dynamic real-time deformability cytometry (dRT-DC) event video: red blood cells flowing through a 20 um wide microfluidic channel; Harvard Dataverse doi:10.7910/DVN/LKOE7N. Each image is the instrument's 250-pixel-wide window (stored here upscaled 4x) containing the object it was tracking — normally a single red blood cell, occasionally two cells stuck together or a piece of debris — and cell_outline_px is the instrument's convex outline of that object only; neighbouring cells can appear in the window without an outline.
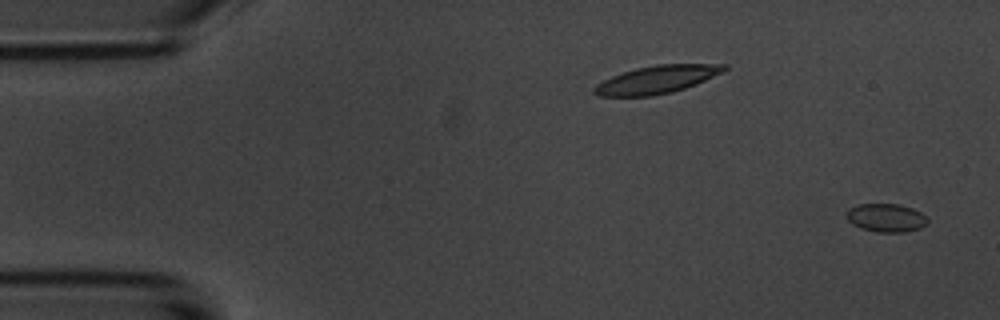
{"species": "common noctule bat (a hibernating species)", "species_latin": "Nyctalus noctula", "temperature_condition": "room temperature", "stored_images_in_passage": 56, "camera_frame_rate_fps": 3000, "um_per_image_px": 0.085, "animal": {"sex": "male", "body_mass_g": 20.1, "forearm_length_mm": 53.5}, "frame": {"image": 1, "passage_image": 2, "time_ms": 0.333, "image_size_px": [1000, 320], "cell_outline_px": [[928, 224], [920, 228], [904, 232], [876, 232], [860, 228], [852, 224], [844, 216], [844, 212], [848, 208], [860, 204], [900, 204], [912, 208], [920, 212], [928, 220]], "centroid_in_image_um": [75.27, 18.51], "position_along_channel_um": 9.7, "area_um2": 13.58}}
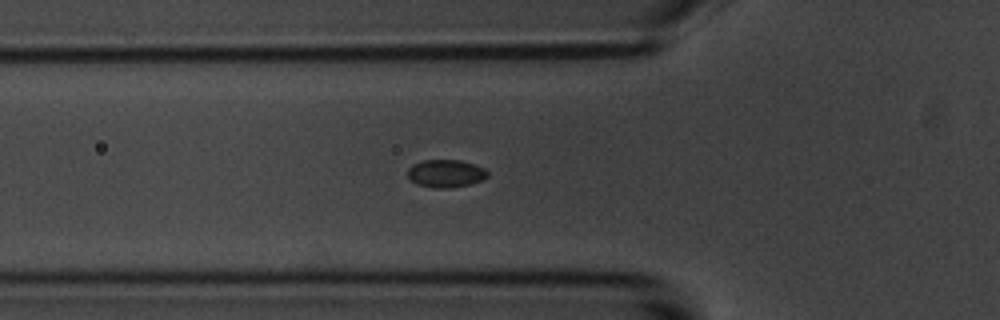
{"frame": {"image": 2, "passage_image": 19, "time_ms": 6.0, "image_size_px": [1000, 320], "cell_outline_px": [[488, 176], [484, 180], [472, 184], [448, 188], [432, 188], [416, 184], [408, 180], [408, 168], [412, 164], [424, 160], [460, 160], [484, 168], [488, 172]], "centroid_in_image_um": [37.87, 14.76], "position_along_channel_um": 87.9, "area_um2": 13.12}}
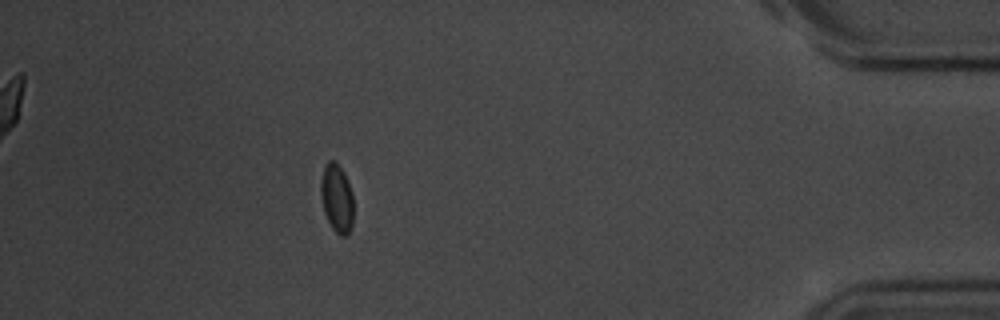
{"frame": {"image": 3, "passage_image": 50, "time_ms": 16.333, "image_size_px": [1000, 320], "cell_outline_px": [[352, 228], [344, 236], [340, 236], [332, 228], [324, 212], [320, 192], [320, 180], [324, 168], [328, 160], [336, 160], [344, 172], [352, 192]], "centroid_in_image_um": [28.61, 16.82], "position_along_channel_um": 406.6, "area_um2": 13.06}}